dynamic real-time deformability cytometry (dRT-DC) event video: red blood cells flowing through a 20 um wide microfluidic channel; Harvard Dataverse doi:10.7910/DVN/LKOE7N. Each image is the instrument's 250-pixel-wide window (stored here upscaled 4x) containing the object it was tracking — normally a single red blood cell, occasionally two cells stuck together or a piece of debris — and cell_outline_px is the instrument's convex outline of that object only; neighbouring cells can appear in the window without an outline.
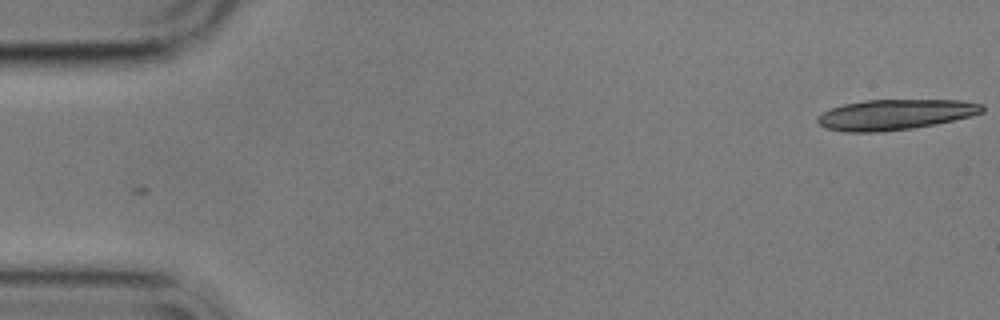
{"species": "common noctule bat (a hibernating species)", "species_latin": "Nyctalus noctula", "temperature_condition": "cold", "stored_images_in_passage": 18, "camera_frame_rate_fps": 3000, "um_per_image_px": 0.085, "animal": {"sex": "male", "body_mass_g": 17.9}, "frame": {"image": 1, "passage_image": 1, "time_ms": 0.0, "image_size_px": [1000, 320], "cell_outline_px": [[984, 112], [972, 116], [936, 124], [912, 128], [880, 132], [844, 132], [824, 128], [816, 120], [816, 116], [832, 108], [844, 104], [864, 100], [960, 100], [984, 104]], "centroid_in_image_um": [76.1, 9.74], "position_along_channel_um": 8.9, "area_um2": 29.36}}